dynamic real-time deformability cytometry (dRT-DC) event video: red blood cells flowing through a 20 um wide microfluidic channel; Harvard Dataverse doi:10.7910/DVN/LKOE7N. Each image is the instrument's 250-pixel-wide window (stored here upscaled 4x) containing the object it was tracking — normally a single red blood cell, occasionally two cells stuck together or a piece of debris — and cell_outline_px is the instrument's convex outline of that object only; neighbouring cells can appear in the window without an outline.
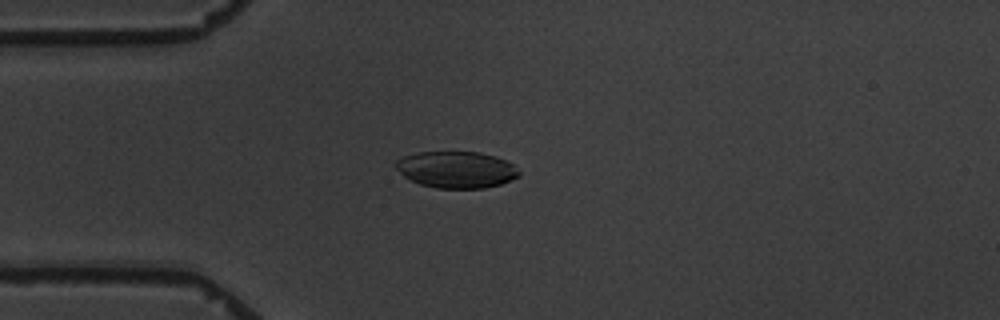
{"species": "common noctule bat (a hibernating species)", "species_latin": "Nyctalus noctula", "temperature_condition": "warm", "stored_images_in_passage": 4, "camera_frame_rate_fps": 3000, "um_per_image_px": 0.085, "animal": {"sex": "male", "body_mass_g": 19.5, "forearm_length_mm": 54.6}, "frame": {"image": 1, "passage_image": 4, "time_ms": 3.667, "image_size_px": [1000, 320], "cell_outline_px": [[520, 176], [512, 180], [500, 184], [484, 188], [436, 188], [420, 184], [404, 176], [392, 164], [396, 160], [404, 156], [420, 152], [480, 152], [496, 156], [512, 164], [520, 172]], "centroid_in_image_um": [38.79, 14.42], "position_along_channel_um": 46.2, "area_um2": 26.3}}